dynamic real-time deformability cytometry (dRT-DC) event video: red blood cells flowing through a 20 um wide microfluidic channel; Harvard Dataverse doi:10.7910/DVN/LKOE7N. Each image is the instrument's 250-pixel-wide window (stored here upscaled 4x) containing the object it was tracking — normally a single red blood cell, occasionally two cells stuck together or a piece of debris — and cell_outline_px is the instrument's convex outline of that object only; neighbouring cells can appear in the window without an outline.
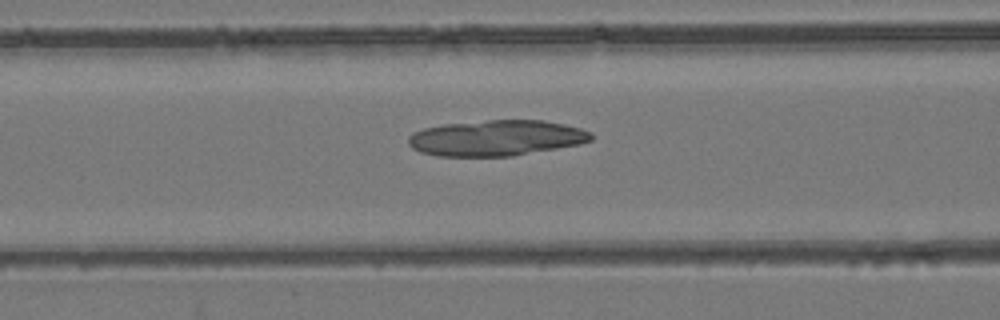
{"species": "common noctule bat (a hibernating species)", "species_latin": "Nyctalus noctula", "temperature_condition": "room temperature", "stored_images_in_passage": 53, "camera_frame_rate_fps": 3000, "um_per_image_px": 0.085, "animal": {"sex": "female", "body_mass_g": 24.6, "forearm_length_mm": 56.2}, "frame": {"image": 1, "passage_image": 22, "time_ms": 7.0, "image_size_px": [1000, 320], "cell_outline_px": [[592, 140], [580, 144], [512, 156], [436, 156], [420, 152], [412, 148], [408, 144], [408, 136], [412, 132], [424, 128], [444, 124], [488, 120], [544, 120], [564, 124], [580, 128], [592, 132]], "centroid_in_image_um": [42.16, 11.73], "position_along_channel_um": 124.4, "area_um2": 38.21}}
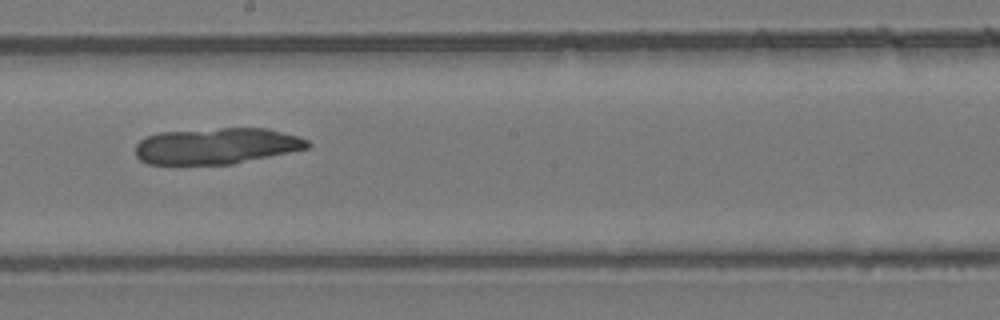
{"frame": {"image": 2, "passage_image": 30, "time_ms": 9.667, "image_size_px": [1000, 320], "cell_outline_px": [[312, 144], [308, 148], [232, 164], [148, 164], [140, 160], [136, 156], [136, 144], [140, 140], [148, 136], [160, 132], [220, 128], [268, 128], [296, 136], [308, 140]], "centroid_in_image_um": [18.39, 12.4], "position_along_channel_um": 229.8, "area_um2": 36.13}}
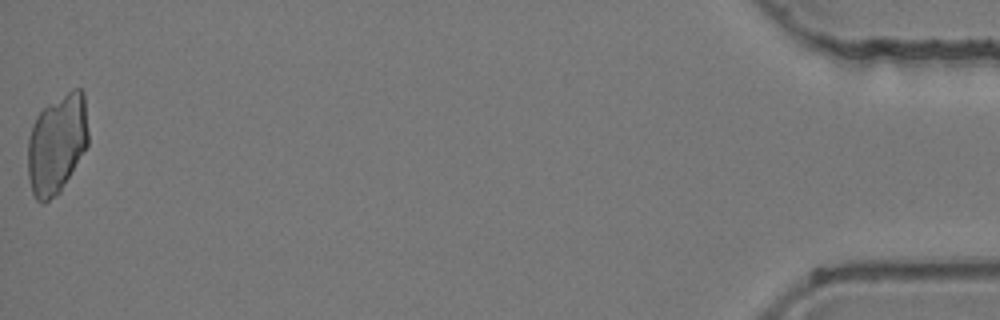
{"frame": {"image": 3, "passage_image": 53, "time_ms": 17.333, "image_size_px": [1000, 320], "cell_outline_px": [[88, 144], [60, 192], [56, 196], [40, 204], [36, 200], [32, 192], [28, 176], [28, 136], [32, 124], [36, 116], [48, 104], [72, 88], [80, 88], [84, 92], [88, 132]], "centroid_in_image_um": [4.83, 12.22], "position_along_channel_um": 430.4, "area_um2": 35.2}}